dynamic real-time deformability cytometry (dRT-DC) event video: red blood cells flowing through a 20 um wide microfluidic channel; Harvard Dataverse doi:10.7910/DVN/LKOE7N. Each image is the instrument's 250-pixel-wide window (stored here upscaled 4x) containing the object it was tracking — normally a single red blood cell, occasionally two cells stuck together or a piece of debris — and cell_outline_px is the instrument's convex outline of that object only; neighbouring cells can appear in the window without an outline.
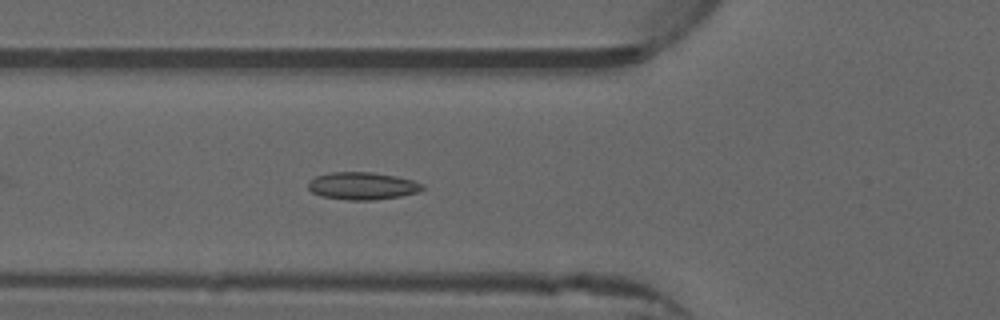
{"species": "common noctule bat (a hibernating species)", "species_latin": "Nyctalus noctula", "temperature_condition": "warm", "stored_images_in_passage": 50, "camera_frame_rate_fps": 3000, "um_per_image_px": 0.085, "animal": {"sex": "male", "forearm_length_mm": 52.5}, "frame": {"image": 1, "passage_image": 18, "time_ms": 5.667, "image_size_px": [1000, 320], "cell_outline_px": [[424, 188], [416, 192], [400, 196], [372, 200], [348, 200], [320, 196], [312, 192], [308, 188], [308, 180], [316, 176], [328, 172], [372, 172], [396, 176], [412, 180], [424, 184]], "centroid_in_image_um": [30.76, 15.79], "position_along_channel_um": 95.0, "area_um2": 18.32}}
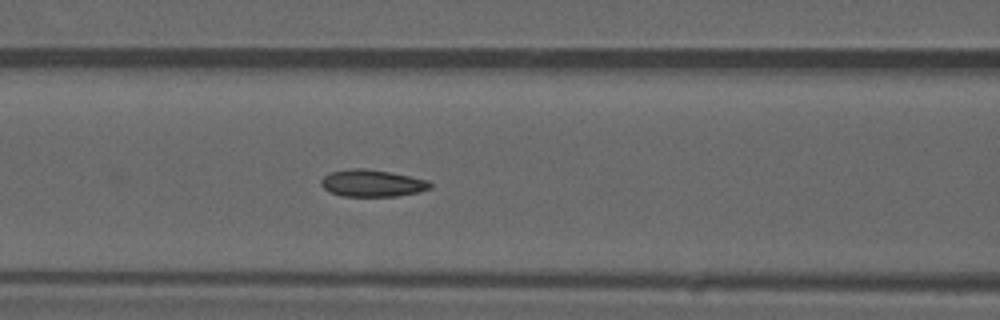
{"frame": {"image": 2, "passage_image": 21, "time_ms": 6.667, "image_size_px": [1000, 320], "cell_outline_px": [[432, 188], [420, 192], [396, 196], [344, 196], [328, 192], [320, 184], [320, 180], [324, 176], [332, 172], [352, 168], [364, 168], [388, 172], [428, 180], [432, 184]], "centroid_in_image_um": [31.63, 15.58], "position_along_channel_um": 135.0, "area_um2": 17.11}}
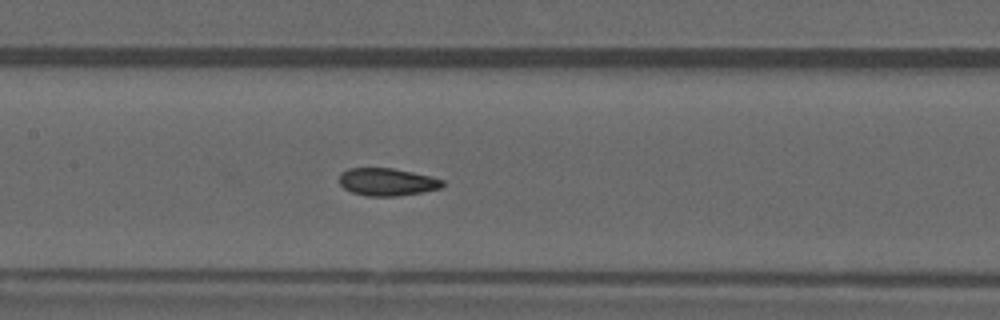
{"frame": {"image": 3, "passage_image": 24, "time_ms": 7.667, "image_size_px": [1000, 320], "cell_outline_px": [[444, 184], [440, 188], [424, 192], [396, 196], [364, 196], [352, 192], [344, 188], [340, 184], [340, 172], [348, 168], [392, 168], [432, 176], [444, 180]], "centroid_in_image_um": [32.91, 15.46], "position_along_channel_um": 174.5, "area_um2": 16.7}, "authors_computed_cell_mechanics": {"area_um2": 17.0221, "velocity_mm_per_s": 3.9603, "shape_relaxation_time_tau1_ms": 9.77, "shape_relaxation_time_tau2_ms": 1.1075, "deformation_change_tau1": 0.2057, "deformation_change_tau2": 0.0503}}